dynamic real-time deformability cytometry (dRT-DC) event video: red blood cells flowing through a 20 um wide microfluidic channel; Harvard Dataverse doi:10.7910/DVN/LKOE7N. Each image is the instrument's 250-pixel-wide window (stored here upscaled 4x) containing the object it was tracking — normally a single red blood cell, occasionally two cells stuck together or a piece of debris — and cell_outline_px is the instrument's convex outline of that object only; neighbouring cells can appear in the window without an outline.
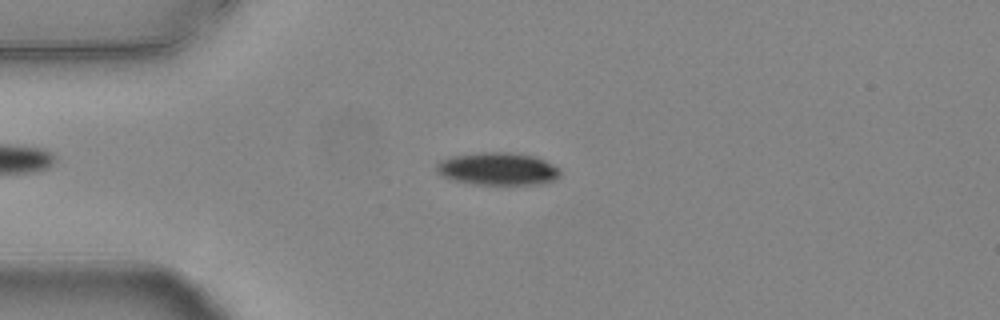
{"species": "common noctule bat (a hibernating species)", "species_latin": "Nyctalus noctula", "temperature_condition": "warm", "stored_images_in_passage": 54, "camera_frame_rate_fps": 3000, "um_per_image_px": 0.085, "animal": {"sex": "female", "body_mass_g": 24.6, "forearm_length_mm": 56.2}, "frame": {"image": 1, "passage_image": 13, "time_ms": 4.0, "image_size_px": [1000, 320], "cell_outline_px": [[560, 176], [556, 180], [544, 184], [472, 184], [452, 180], [436, 172], [436, 164], [440, 160], [452, 156], [480, 152], [508, 152], [536, 156], [560, 168]], "centroid_in_image_um": [42.33, 14.35], "position_along_channel_um": 42.7, "area_um2": 23.76}}
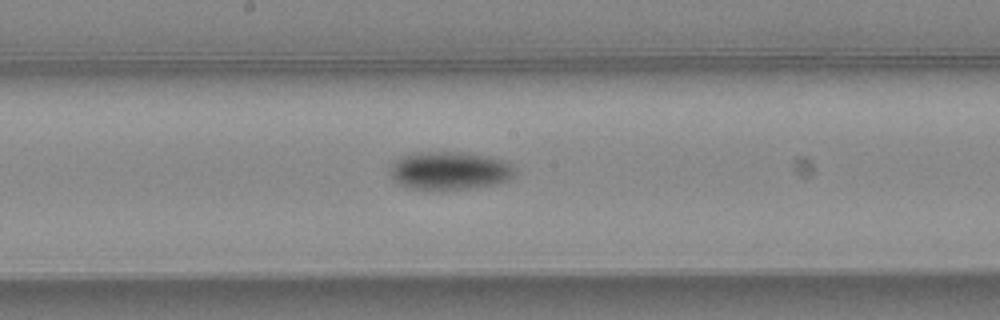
{"frame": {"image": 2, "passage_image": 28, "time_ms": 9.0, "image_size_px": [1000, 320], "cell_outline_px": [[516, 172], [508, 180], [496, 184], [472, 188], [408, 188], [400, 184], [388, 172], [392, 160], [416, 152], [464, 152], [488, 156], [504, 160], [512, 164], [516, 168]], "centroid_in_image_um": [38.23, 14.48], "position_along_channel_um": 210.0, "area_um2": 27.63}}
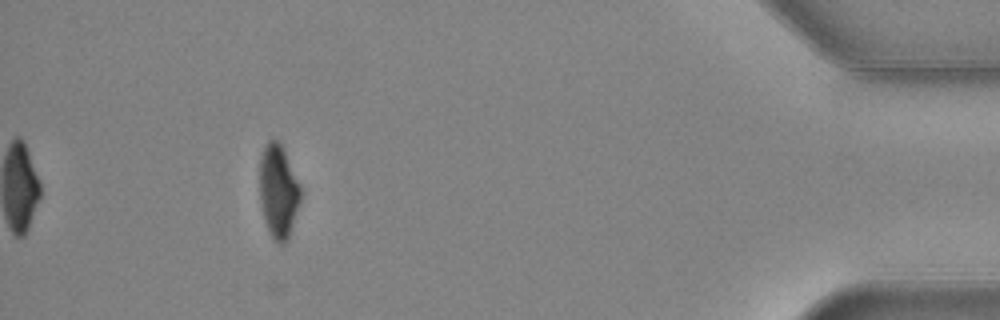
{"frame": {"image": 3, "passage_image": 49, "time_ms": 16.0, "image_size_px": [1000, 320], "cell_outline_px": [[300, 200], [288, 240], [284, 244], [276, 244], [264, 220], [260, 200], [260, 160], [264, 148], [268, 140], [276, 140], [280, 144], [300, 184]], "centroid_in_image_um": [23.65, 16.3], "position_along_channel_um": 411.5, "area_um2": 21.85}, "authors_computed_cell_mechanics": {"area_um2": 24.276, "velocity_mm_per_s": 3.7922, "shape_relaxation_time_tau1_ms": 4.1932, "shape_relaxation_time_tau2_ms": null, "deformation_change_tau1": 0.134, "deformation_change_tau2": null}}